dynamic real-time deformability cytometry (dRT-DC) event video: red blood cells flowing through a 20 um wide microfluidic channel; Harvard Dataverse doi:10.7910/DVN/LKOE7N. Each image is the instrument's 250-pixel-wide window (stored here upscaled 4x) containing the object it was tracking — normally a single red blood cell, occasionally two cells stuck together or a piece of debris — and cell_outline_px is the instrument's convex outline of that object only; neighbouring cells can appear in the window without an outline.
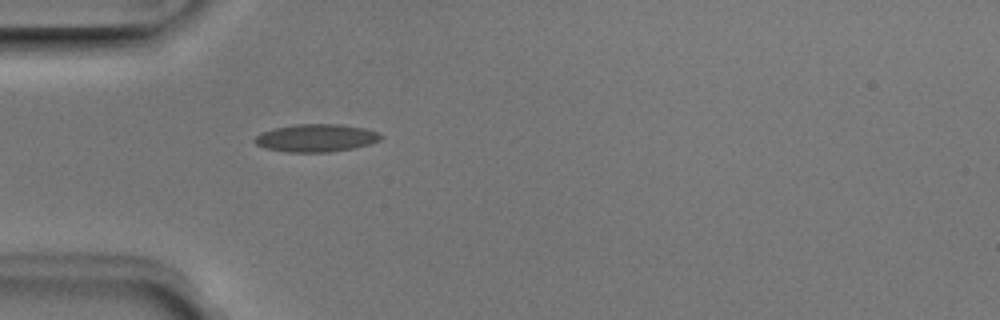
{"species": "Egyptian fruit bat (a non-hibernating species)", "species_latin": "Rousettus aegyptiacus", "temperature_condition": "room temperature", "stored_images_in_passage": 1, "camera_frame_rate_fps": 3000, "um_per_image_px": 0.085, "animal": {"sex": "male"}, "frame": {"image": 1, "passage_image": 1, "time_ms": 0.0, "image_size_px": [1000, 320], "cell_outline_px": [[384, 136], [380, 140], [368, 144], [352, 148], [328, 152], [288, 152], [264, 148], [256, 144], [252, 140], [260, 132], [276, 128], [296, 124], [340, 124], [364, 128], [380, 132]], "centroid_in_image_um": [26.86, 11.72], "position_along_channel_um": 58.1, "area_um2": 20.4}}